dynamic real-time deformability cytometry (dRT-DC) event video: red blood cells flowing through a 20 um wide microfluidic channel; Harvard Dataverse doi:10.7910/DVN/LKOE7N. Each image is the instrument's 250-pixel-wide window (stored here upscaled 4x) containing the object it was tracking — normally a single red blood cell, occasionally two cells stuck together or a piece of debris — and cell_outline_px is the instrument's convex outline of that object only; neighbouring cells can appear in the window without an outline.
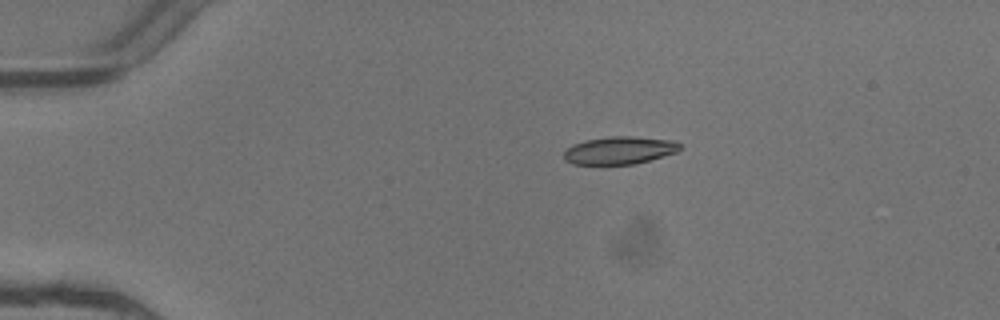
{"species": "common noctule bat (a hibernating species)", "species_latin": "Nyctalus noctula", "temperature_condition": "warm", "stored_images_in_passage": 5, "camera_frame_rate_fps": 3000, "um_per_image_px": 0.085, "animal": {"sex": "female"}, "frame": {"image": 1, "passage_image": 5, "time_ms": 1.333, "image_size_px": [1000, 320], "cell_outline_px": [[680, 148], [676, 152], [636, 164], [572, 164], [564, 160], [564, 152], [572, 144], [584, 140], [608, 136], [632, 136], [676, 140], [680, 144]], "centroid_in_image_um": [52.64, 12.77], "position_along_channel_um": 32.4, "area_um2": 18.84}}